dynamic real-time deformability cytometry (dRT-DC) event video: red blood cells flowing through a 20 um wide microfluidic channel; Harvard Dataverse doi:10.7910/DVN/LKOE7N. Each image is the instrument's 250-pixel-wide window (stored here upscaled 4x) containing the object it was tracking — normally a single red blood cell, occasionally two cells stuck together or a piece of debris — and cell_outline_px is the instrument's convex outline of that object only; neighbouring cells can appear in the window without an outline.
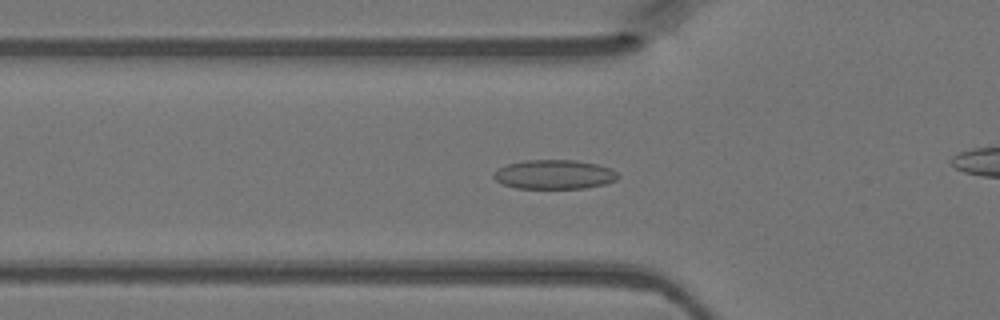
{"species": "Egyptian fruit bat (a non-hibernating species)", "species_latin": "Rousettus aegyptiacus", "temperature_condition": "warm", "stored_images_in_passage": 45, "camera_frame_rate_fps": 3000, "um_per_image_px": 0.085, "animal": {"sex": "female"}, "frame": {"image": 1, "passage_image": 15, "time_ms": 4.667, "image_size_px": [1000, 320], "cell_outline_px": [[620, 176], [616, 180], [604, 184], [584, 188], [516, 188], [504, 184], [496, 180], [492, 176], [500, 168], [508, 164], [524, 160], [576, 160], [596, 164], [612, 168]], "centroid_in_image_um": [47.15, 14.82], "position_along_channel_um": 78.7, "area_um2": 21.04}}
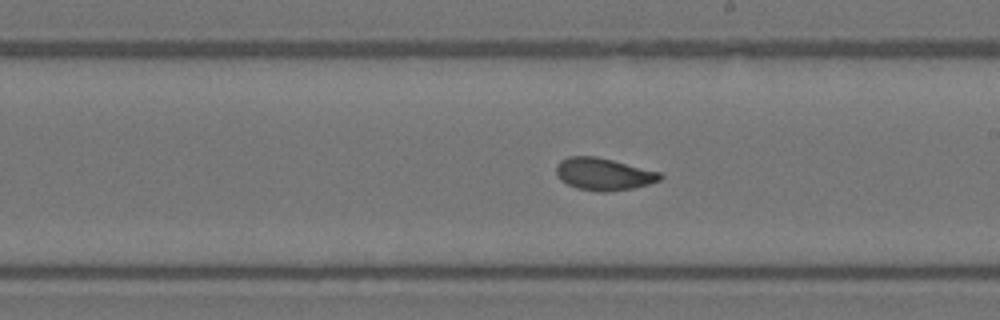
{"frame": {"image": 2, "passage_image": 26, "time_ms": 8.333, "image_size_px": [1000, 320], "cell_outline_px": [[664, 176], [660, 180], [648, 184], [632, 188], [608, 192], [600, 192], [576, 188], [560, 180], [556, 176], [556, 164], [560, 160], [568, 156], [596, 156], [660, 172]], "centroid_in_image_um": [51.27, 14.8], "position_along_channel_um": 237.7, "area_um2": 19.59}}
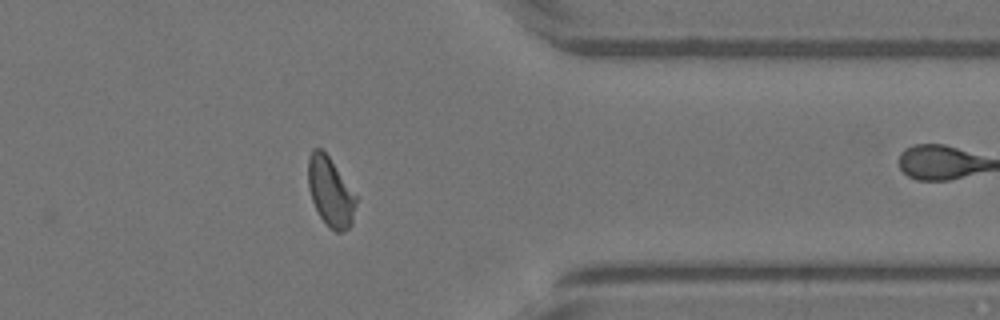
{"frame": {"image": 3, "passage_image": 37, "time_ms": 12.0, "image_size_px": [1000, 320], "cell_outline_px": [[356, 204], [352, 224], [348, 228], [340, 232], [336, 232], [320, 216], [312, 200], [308, 188], [308, 156], [312, 148], [320, 148], [328, 156], [356, 196]], "centroid_in_image_um": [28.07, 16.29], "position_along_channel_um": 383.3, "area_um2": 18.9}}